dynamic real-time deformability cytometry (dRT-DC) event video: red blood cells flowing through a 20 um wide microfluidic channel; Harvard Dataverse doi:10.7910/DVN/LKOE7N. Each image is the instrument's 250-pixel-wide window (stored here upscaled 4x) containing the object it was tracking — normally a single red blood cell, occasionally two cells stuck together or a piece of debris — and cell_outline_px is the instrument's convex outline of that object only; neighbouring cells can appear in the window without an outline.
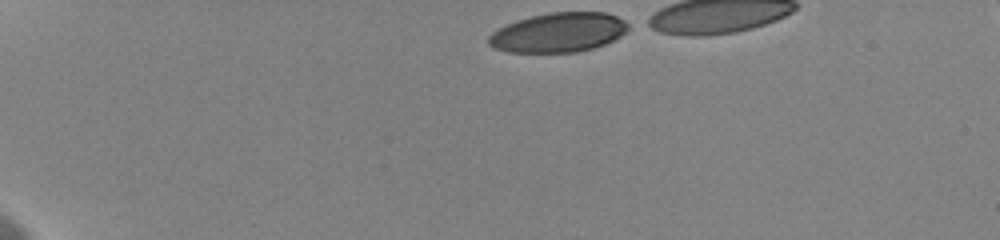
{"species": "human", "species_latin": "Homo sapiens", "temperature_condition": "cold", "stored_images_in_passage": 39, "camera_frame_rate_fps": 3000, "um_per_image_px": 0.085, "donor": {"sex": "female"}, "frame": {"image": 1, "passage_image": 1, "time_ms": 0.0, "image_size_px": [1000, 240], "cell_outline_px": [[632, 24], [620, 36], [596, 48], [576, 52], [508, 52], [492, 48], [488, 44], [488, 36], [492, 32], [516, 20], [532, 16], [552, 12], [604, 12], [616, 16]], "centroid_in_image_um": [47.47, 2.76], "position_along_channel_um": 37.5, "area_um2": 32.14}}